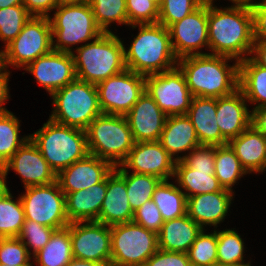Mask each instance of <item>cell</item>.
<instances>
[{"label": "cell", "instance_id": "1", "mask_svg": "<svg viewBox=\"0 0 266 266\" xmlns=\"http://www.w3.org/2000/svg\"><path fill=\"white\" fill-rule=\"evenodd\" d=\"M208 40L212 51L208 54L228 56L238 61L251 55L254 36L250 6L231 5L221 9L208 1Z\"/></svg>", "mask_w": 266, "mask_h": 266}, {"label": "cell", "instance_id": "2", "mask_svg": "<svg viewBox=\"0 0 266 266\" xmlns=\"http://www.w3.org/2000/svg\"><path fill=\"white\" fill-rule=\"evenodd\" d=\"M222 55H192L178 59L177 67L183 73L193 97L219 98L239 89V61Z\"/></svg>", "mask_w": 266, "mask_h": 266}, {"label": "cell", "instance_id": "3", "mask_svg": "<svg viewBox=\"0 0 266 266\" xmlns=\"http://www.w3.org/2000/svg\"><path fill=\"white\" fill-rule=\"evenodd\" d=\"M139 33L131 46L124 48L126 69L144 76L159 74L177 67L178 59L173 51L168 28L156 24H134Z\"/></svg>", "mask_w": 266, "mask_h": 266}, {"label": "cell", "instance_id": "4", "mask_svg": "<svg viewBox=\"0 0 266 266\" xmlns=\"http://www.w3.org/2000/svg\"><path fill=\"white\" fill-rule=\"evenodd\" d=\"M81 46V47H80ZM73 52L76 78L97 85L126 69L124 44L113 32L102 33Z\"/></svg>", "mask_w": 266, "mask_h": 266}, {"label": "cell", "instance_id": "5", "mask_svg": "<svg viewBox=\"0 0 266 266\" xmlns=\"http://www.w3.org/2000/svg\"><path fill=\"white\" fill-rule=\"evenodd\" d=\"M29 138L56 175L88 154L86 131L48 120Z\"/></svg>", "mask_w": 266, "mask_h": 266}, {"label": "cell", "instance_id": "6", "mask_svg": "<svg viewBox=\"0 0 266 266\" xmlns=\"http://www.w3.org/2000/svg\"><path fill=\"white\" fill-rule=\"evenodd\" d=\"M51 97L54 108L49 119L58 124L86 130L102 114L97 87L89 82L76 78Z\"/></svg>", "mask_w": 266, "mask_h": 266}, {"label": "cell", "instance_id": "7", "mask_svg": "<svg viewBox=\"0 0 266 266\" xmlns=\"http://www.w3.org/2000/svg\"><path fill=\"white\" fill-rule=\"evenodd\" d=\"M89 154L119 166L133 148L135 141L124 115L97 116L85 130Z\"/></svg>", "mask_w": 266, "mask_h": 266}, {"label": "cell", "instance_id": "8", "mask_svg": "<svg viewBox=\"0 0 266 266\" xmlns=\"http://www.w3.org/2000/svg\"><path fill=\"white\" fill-rule=\"evenodd\" d=\"M54 10H56L54 16L49 17V20L52 29V47L55 51L73 53L72 45L87 43L103 33L95 22L89 3L58 5Z\"/></svg>", "mask_w": 266, "mask_h": 266}, {"label": "cell", "instance_id": "9", "mask_svg": "<svg viewBox=\"0 0 266 266\" xmlns=\"http://www.w3.org/2000/svg\"><path fill=\"white\" fill-rule=\"evenodd\" d=\"M111 266H143L158 250L157 234L131 221L110 226Z\"/></svg>", "mask_w": 266, "mask_h": 266}, {"label": "cell", "instance_id": "10", "mask_svg": "<svg viewBox=\"0 0 266 266\" xmlns=\"http://www.w3.org/2000/svg\"><path fill=\"white\" fill-rule=\"evenodd\" d=\"M52 50V29L49 17L31 16L17 37L4 46L0 64L5 68L9 65L25 68L38 57Z\"/></svg>", "mask_w": 266, "mask_h": 266}, {"label": "cell", "instance_id": "11", "mask_svg": "<svg viewBox=\"0 0 266 266\" xmlns=\"http://www.w3.org/2000/svg\"><path fill=\"white\" fill-rule=\"evenodd\" d=\"M21 195L25 219L56 230L66 228L70 222L66 215L65 194L57 181L25 188Z\"/></svg>", "mask_w": 266, "mask_h": 266}, {"label": "cell", "instance_id": "12", "mask_svg": "<svg viewBox=\"0 0 266 266\" xmlns=\"http://www.w3.org/2000/svg\"><path fill=\"white\" fill-rule=\"evenodd\" d=\"M96 87L102 113L125 116L145 92V76L125 69Z\"/></svg>", "mask_w": 266, "mask_h": 266}, {"label": "cell", "instance_id": "13", "mask_svg": "<svg viewBox=\"0 0 266 266\" xmlns=\"http://www.w3.org/2000/svg\"><path fill=\"white\" fill-rule=\"evenodd\" d=\"M145 91L167 116L186 115L193 98L178 67L145 76Z\"/></svg>", "mask_w": 266, "mask_h": 266}, {"label": "cell", "instance_id": "14", "mask_svg": "<svg viewBox=\"0 0 266 266\" xmlns=\"http://www.w3.org/2000/svg\"><path fill=\"white\" fill-rule=\"evenodd\" d=\"M70 238L75 259L111 266L110 226L97 221L73 222Z\"/></svg>", "mask_w": 266, "mask_h": 266}, {"label": "cell", "instance_id": "15", "mask_svg": "<svg viewBox=\"0 0 266 266\" xmlns=\"http://www.w3.org/2000/svg\"><path fill=\"white\" fill-rule=\"evenodd\" d=\"M171 44L177 59L208 53L200 52L208 40V0L192 13L168 27ZM175 40V41H174Z\"/></svg>", "mask_w": 266, "mask_h": 266}, {"label": "cell", "instance_id": "16", "mask_svg": "<svg viewBox=\"0 0 266 266\" xmlns=\"http://www.w3.org/2000/svg\"><path fill=\"white\" fill-rule=\"evenodd\" d=\"M176 161L159 141L135 142L125 160L115 170L132 169L134 173L173 178ZM120 167V168H119Z\"/></svg>", "mask_w": 266, "mask_h": 266}, {"label": "cell", "instance_id": "17", "mask_svg": "<svg viewBox=\"0 0 266 266\" xmlns=\"http://www.w3.org/2000/svg\"><path fill=\"white\" fill-rule=\"evenodd\" d=\"M24 70L32 73L50 96L76 79L72 53L52 50L28 64Z\"/></svg>", "mask_w": 266, "mask_h": 266}, {"label": "cell", "instance_id": "18", "mask_svg": "<svg viewBox=\"0 0 266 266\" xmlns=\"http://www.w3.org/2000/svg\"><path fill=\"white\" fill-rule=\"evenodd\" d=\"M10 169L21 176L24 188L56 181V173L50 168L31 139H28L4 164L6 173Z\"/></svg>", "mask_w": 266, "mask_h": 266}, {"label": "cell", "instance_id": "19", "mask_svg": "<svg viewBox=\"0 0 266 266\" xmlns=\"http://www.w3.org/2000/svg\"><path fill=\"white\" fill-rule=\"evenodd\" d=\"M114 168L110 162L88 154L60 171L56 181L64 193L76 192L102 182Z\"/></svg>", "mask_w": 266, "mask_h": 266}, {"label": "cell", "instance_id": "20", "mask_svg": "<svg viewBox=\"0 0 266 266\" xmlns=\"http://www.w3.org/2000/svg\"><path fill=\"white\" fill-rule=\"evenodd\" d=\"M135 142L159 141L167 115L145 91L125 115Z\"/></svg>", "mask_w": 266, "mask_h": 266}, {"label": "cell", "instance_id": "21", "mask_svg": "<svg viewBox=\"0 0 266 266\" xmlns=\"http://www.w3.org/2000/svg\"><path fill=\"white\" fill-rule=\"evenodd\" d=\"M216 121L221 135L228 142L251 125V111L240 89L231 95L216 98Z\"/></svg>", "mask_w": 266, "mask_h": 266}, {"label": "cell", "instance_id": "22", "mask_svg": "<svg viewBox=\"0 0 266 266\" xmlns=\"http://www.w3.org/2000/svg\"><path fill=\"white\" fill-rule=\"evenodd\" d=\"M231 191H217L203 193L187 198V214L202 229L206 225L217 227L225 219L231 201L233 200Z\"/></svg>", "mask_w": 266, "mask_h": 266}, {"label": "cell", "instance_id": "23", "mask_svg": "<svg viewBox=\"0 0 266 266\" xmlns=\"http://www.w3.org/2000/svg\"><path fill=\"white\" fill-rule=\"evenodd\" d=\"M134 211L131 209L125 179L115 170L107 176V191L97 222L107 226L131 222Z\"/></svg>", "mask_w": 266, "mask_h": 266}, {"label": "cell", "instance_id": "24", "mask_svg": "<svg viewBox=\"0 0 266 266\" xmlns=\"http://www.w3.org/2000/svg\"><path fill=\"white\" fill-rule=\"evenodd\" d=\"M107 191V177L87 189L64 193L66 215L70 223L97 221Z\"/></svg>", "mask_w": 266, "mask_h": 266}, {"label": "cell", "instance_id": "25", "mask_svg": "<svg viewBox=\"0 0 266 266\" xmlns=\"http://www.w3.org/2000/svg\"><path fill=\"white\" fill-rule=\"evenodd\" d=\"M195 128L201 145H226L216 121V98L193 97L186 114Z\"/></svg>", "mask_w": 266, "mask_h": 266}, {"label": "cell", "instance_id": "26", "mask_svg": "<svg viewBox=\"0 0 266 266\" xmlns=\"http://www.w3.org/2000/svg\"><path fill=\"white\" fill-rule=\"evenodd\" d=\"M159 142L176 162L181 161L179 153L190 152L201 145L187 115L167 116Z\"/></svg>", "mask_w": 266, "mask_h": 266}, {"label": "cell", "instance_id": "27", "mask_svg": "<svg viewBox=\"0 0 266 266\" xmlns=\"http://www.w3.org/2000/svg\"><path fill=\"white\" fill-rule=\"evenodd\" d=\"M228 144L247 173H260L266 169V137L253 126L250 125Z\"/></svg>", "mask_w": 266, "mask_h": 266}, {"label": "cell", "instance_id": "28", "mask_svg": "<svg viewBox=\"0 0 266 266\" xmlns=\"http://www.w3.org/2000/svg\"><path fill=\"white\" fill-rule=\"evenodd\" d=\"M201 231L188 214L165 221L157 234L158 249L187 253Z\"/></svg>", "mask_w": 266, "mask_h": 266}, {"label": "cell", "instance_id": "29", "mask_svg": "<svg viewBox=\"0 0 266 266\" xmlns=\"http://www.w3.org/2000/svg\"><path fill=\"white\" fill-rule=\"evenodd\" d=\"M174 178L178 187L184 189L186 197L217 191H229L223 189L215 176L214 169H192L182 161L175 163Z\"/></svg>", "mask_w": 266, "mask_h": 266}, {"label": "cell", "instance_id": "30", "mask_svg": "<svg viewBox=\"0 0 266 266\" xmlns=\"http://www.w3.org/2000/svg\"><path fill=\"white\" fill-rule=\"evenodd\" d=\"M239 89L247 102L254 105L259 103L254 108L266 106V68L250 57L239 61Z\"/></svg>", "mask_w": 266, "mask_h": 266}, {"label": "cell", "instance_id": "31", "mask_svg": "<svg viewBox=\"0 0 266 266\" xmlns=\"http://www.w3.org/2000/svg\"><path fill=\"white\" fill-rule=\"evenodd\" d=\"M32 256L38 266H68L74 258L70 224L66 228L56 230L48 243Z\"/></svg>", "mask_w": 266, "mask_h": 266}, {"label": "cell", "instance_id": "32", "mask_svg": "<svg viewBox=\"0 0 266 266\" xmlns=\"http://www.w3.org/2000/svg\"><path fill=\"white\" fill-rule=\"evenodd\" d=\"M152 200L158 207L163 221H169L187 214V197L184 192L168 180H162L156 187Z\"/></svg>", "mask_w": 266, "mask_h": 266}, {"label": "cell", "instance_id": "33", "mask_svg": "<svg viewBox=\"0 0 266 266\" xmlns=\"http://www.w3.org/2000/svg\"><path fill=\"white\" fill-rule=\"evenodd\" d=\"M214 172L223 189L231 192H233L232 186H234L242 176L248 174L229 144L215 145Z\"/></svg>", "mask_w": 266, "mask_h": 266}, {"label": "cell", "instance_id": "34", "mask_svg": "<svg viewBox=\"0 0 266 266\" xmlns=\"http://www.w3.org/2000/svg\"><path fill=\"white\" fill-rule=\"evenodd\" d=\"M116 171L126 181L127 197L133 211L141 207L145 202L152 200L156 187L162 181V179L154 175L134 172L129 174L128 170Z\"/></svg>", "mask_w": 266, "mask_h": 266}, {"label": "cell", "instance_id": "35", "mask_svg": "<svg viewBox=\"0 0 266 266\" xmlns=\"http://www.w3.org/2000/svg\"><path fill=\"white\" fill-rule=\"evenodd\" d=\"M13 198L9 190L0 199V238L18 237L25 221L21 198Z\"/></svg>", "mask_w": 266, "mask_h": 266}, {"label": "cell", "instance_id": "36", "mask_svg": "<svg viewBox=\"0 0 266 266\" xmlns=\"http://www.w3.org/2000/svg\"><path fill=\"white\" fill-rule=\"evenodd\" d=\"M20 122L10 111L0 113V161L3 165L28 140L19 137Z\"/></svg>", "mask_w": 266, "mask_h": 266}, {"label": "cell", "instance_id": "37", "mask_svg": "<svg viewBox=\"0 0 266 266\" xmlns=\"http://www.w3.org/2000/svg\"><path fill=\"white\" fill-rule=\"evenodd\" d=\"M89 5L96 24L104 33L112 32L108 26L114 22L129 25L126 0H89Z\"/></svg>", "mask_w": 266, "mask_h": 266}, {"label": "cell", "instance_id": "38", "mask_svg": "<svg viewBox=\"0 0 266 266\" xmlns=\"http://www.w3.org/2000/svg\"><path fill=\"white\" fill-rule=\"evenodd\" d=\"M244 242L234 229L217 230V266L244 263Z\"/></svg>", "mask_w": 266, "mask_h": 266}, {"label": "cell", "instance_id": "39", "mask_svg": "<svg viewBox=\"0 0 266 266\" xmlns=\"http://www.w3.org/2000/svg\"><path fill=\"white\" fill-rule=\"evenodd\" d=\"M187 255L191 266H217V230L205 234L202 229Z\"/></svg>", "mask_w": 266, "mask_h": 266}, {"label": "cell", "instance_id": "40", "mask_svg": "<svg viewBox=\"0 0 266 266\" xmlns=\"http://www.w3.org/2000/svg\"><path fill=\"white\" fill-rule=\"evenodd\" d=\"M30 18L23 5L0 9V40L6 43L5 46L17 37Z\"/></svg>", "mask_w": 266, "mask_h": 266}, {"label": "cell", "instance_id": "41", "mask_svg": "<svg viewBox=\"0 0 266 266\" xmlns=\"http://www.w3.org/2000/svg\"><path fill=\"white\" fill-rule=\"evenodd\" d=\"M31 254L18 237L0 238V265L33 266Z\"/></svg>", "mask_w": 266, "mask_h": 266}, {"label": "cell", "instance_id": "42", "mask_svg": "<svg viewBox=\"0 0 266 266\" xmlns=\"http://www.w3.org/2000/svg\"><path fill=\"white\" fill-rule=\"evenodd\" d=\"M205 0H163L159 8L158 23L168 28L173 23L180 21Z\"/></svg>", "mask_w": 266, "mask_h": 266}, {"label": "cell", "instance_id": "43", "mask_svg": "<svg viewBox=\"0 0 266 266\" xmlns=\"http://www.w3.org/2000/svg\"><path fill=\"white\" fill-rule=\"evenodd\" d=\"M55 231L56 229L25 219L18 238L27 247L29 253L34 255L48 243ZM30 248L33 249V253Z\"/></svg>", "mask_w": 266, "mask_h": 266}, {"label": "cell", "instance_id": "44", "mask_svg": "<svg viewBox=\"0 0 266 266\" xmlns=\"http://www.w3.org/2000/svg\"><path fill=\"white\" fill-rule=\"evenodd\" d=\"M129 26L134 24H156L159 8L150 0H126Z\"/></svg>", "mask_w": 266, "mask_h": 266}, {"label": "cell", "instance_id": "45", "mask_svg": "<svg viewBox=\"0 0 266 266\" xmlns=\"http://www.w3.org/2000/svg\"><path fill=\"white\" fill-rule=\"evenodd\" d=\"M132 221L156 234L160 232L164 223L161 213L153 200L145 202L136 209Z\"/></svg>", "mask_w": 266, "mask_h": 266}, {"label": "cell", "instance_id": "46", "mask_svg": "<svg viewBox=\"0 0 266 266\" xmlns=\"http://www.w3.org/2000/svg\"><path fill=\"white\" fill-rule=\"evenodd\" d=\"M181 161L192 169H214L215 145H200L183 155Z\"/></svg>", "mask_w": 266, "mask_h": 266}, {"label": "cell", "instance_id": "47", "mask_svg": "<svg viewBox=\"0 0 266 266\" xmlns=\"http://www.w3.org/2000/svg\"><path fill=\"white\" fill-rule=\"evenodd\" d=\"M143 266H191L187 253L158 249Z\"/></svg>", "mask_w": 266, "mask_h": 266}, {"label": "cell", "instance_id": "48", "mask_svg": "<svg viewBox=\"0 0 266 266\" xmlns=\"http://www.w3.org/2000/svg\"><path fill=\"white\" fill-rule=\"evenodd\" d=\"M250 8L253 14L254 40H266V0L254 2Z\"/></svg>", "mask_w": 266, "mask_h": 266}, {"label": "cell", "instance_id": "49", "mask_svg": "<svg viewBox=\"0 0 266 266\" xmlns=\"http://www.w3.org/2000/svg\"><path fill=\"white\" fill-rule=\"evenodd\" d=\"M23 6L31 16L50 17L49 13L58 6V0H23Z\"/></svg>", "mask_w": 266, "mask_h": 266}, {"label": "cell", "instance_id": "50", "mask_svg": "<svg viewBox=\"0 0 266 266\" xmlns=\"http://www.w3.org/2000/svg\"><path fill=\"white\" fill-rule=\"evenodd\" d=\"M9 75L10 71L0 64V113L8 111L2 106L10 97L8 88Z\"/></svg>", "mask_w": 266, "mask_h": 266}, {"label": "cell", "instance_id": "51", "mask_svg": "<svg viewBox=\"0 0 266 266\" xmlns=\"http://www.w3.org/2000/svg\"><path fill=\"white\" fill-rule=\"evenodd\" d=\"M251 126L266 137V106L252 109Z\"/></svg>", "mask_w": 266, "mask_h": 266}, {"label": "cell", "instance_id": "52", "mask_svg": "<svg viewBox=\"0 0 266 266\" xmlns=\"http://www.w3.org/2000/svg\"><path fill=\"white\" fill-rule=\"evenodd\" d=\"M250 58L261 67L266 68V40H254Z\"/></svg>", "mask_w": 266, "mask_h": 266}, {"label": "cell", "instance_id": "53", "mask_svg": "<svg viewBox=\"0 0 266 266\" xmlns=\"http://www.w3.org/2000/svg\"><path fill=\"white\" fill-rule=\"evenodd\" d=\"M68 266H107V265L98 262L79 260L73 258L72 261L68 264Z\"/></svg>", "mask_w": 266, "mask_h": 266}, {"label": "cell", "instance_id": "54", "mask_svg": "<svg viewBox=\"0 0 266 266\" xmlns=\"http://www.w3.org/2000/svg\"><path fill=\"white\" fill-rule=\"evenodd\" d=\"M7 173L5 171H0V199L9 191L6 184Z\"/></svg>", "mask_w": 266, "mask_h": 266}, {"label": "cell", "instance_id": "55", "mask_svg": "<svg viewBox=\"0 0 266 266\" xmlns=\"http://www.w3.org/2000/svg\"><path fill=\"white\" fill-rule=\"evenodd\" d=\"M15 5H23V0H0V9Z\"/></svg>", "mask_w": 266, "mask_h": 266}, {"label": "cell", "instance_id": "56", "mask_svg": "<svg viewBox=\"0 0 266 266\" xmlns=\"http://www.w3.org/2000/svg\"><path fill=\"white\" fill-rule=\"evenodd\" d=\"M89 0H58V5L86 4Z\"/></svg>", "mask_w": 266, "mask_h": 266}, {"label": "cell", "instance_id": "57", "mask_svg": "<svg viewBox=\"0 0 266 266\" xmlns=\"http://www.w3.org/2000/svg\"><path fill=\"white\" fill-rule=\"evenodd\" d=\"M208 1L211 2V3H214L213 2L214 0H208ZM230 1H232V3L234 5H247V6H251V5L254 4L253 3V0H230Z\"/></svg>", "mask_w": 266, "mask_h": 266}, {"label": "cell", "instance_id": "58", "mask_svg": "<svg viewBox=\"0 0 266 266\" xmlns=\"http://www.w3.org/2000/svg\"><path fill=\"white\" fill-rule=\"evenodd\" d=\"M251 262L248 261V263H238V264H231L226 266H251Z\"/></svg>", "mask_w": 266, "mask_h": 266}, {"label": "cell", "instance_id": "59", "mask_svg": "<svg viewBox=\"0 0 266 266\" xmlns=\"http://www.w3.org/2000/svg\"><path fill=\"white\" fill-rule=\"evenodd\" d=\"M150 1L153 2L158 8H160L163 0H150Z\"/></svg>", "mask_w": 266, "mask_h": 266}, {"label": "cell", "instance_id": "60", "mask_svg": "<svg viewBox=\"0 0 266 266\" xmlns=\"http://www.w3.org/2000/svg\"><path fill=\"white\" fill-rule=\"evenodd\" d=\"M0 171H5L4 170V165H3V163L0 161Z\"/></svg>", "mask_w": 266, "mask_h": 266}, {"label": "cell", "instance_id": "61", "mask_svg": "<svg viewBox=\"0 0 266 266\" xmlns=\"http://www.w3.org/2000/svg\"><path fill=\"white\" fill-rule=\"evenodd\" d=\"M2 52H3V50L0 51V62H1V59H2Z\"/></svg>", "mask_w": 266, "mask_h": 266}]
</instances>
